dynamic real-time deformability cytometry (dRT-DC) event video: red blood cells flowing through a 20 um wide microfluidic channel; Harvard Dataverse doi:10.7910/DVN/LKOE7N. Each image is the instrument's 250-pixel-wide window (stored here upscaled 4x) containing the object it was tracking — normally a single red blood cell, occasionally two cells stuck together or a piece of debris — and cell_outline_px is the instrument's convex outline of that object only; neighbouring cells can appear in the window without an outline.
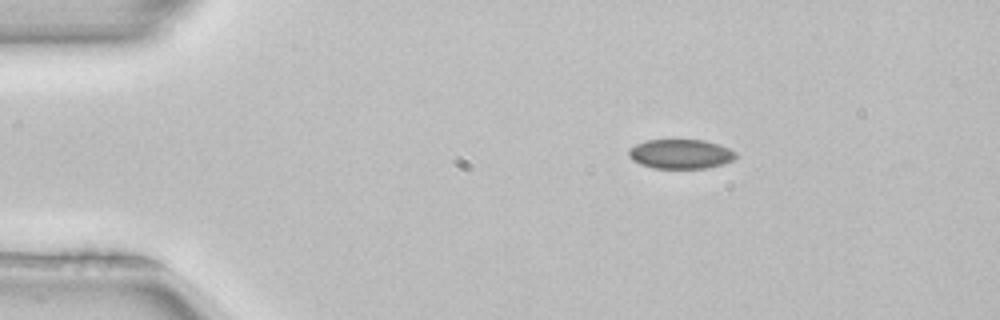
{"species": "common noctule bat (a hibernating species)", "species_latin": "Nyctalus noctula", "temperature_condition": "room temperature", "stored_images_in_passage": 44, "camera_frame_rate_fps": 3000, "um_per_image_px": 0.085, "animal": {"sex": "female", "body_mass_g": 22.7, "forearm_length_mm": 54.2}, "frame": {"image": 1, "passage_image": 1, "time_ms": 0.0, "image_size_px": [1000, 320], "cell_outline_px": [[736, 156], [732, 160], [720, 164], [704, 168], [652, 168], [640, 164], [632, 160], [628, 156], [628, 148], [636, 144], [648, 140], [704, 140], [728, 148], [736, 152]], "centroid_in_image_um": [57.79, 13.09], "position_along_channel_um": 27.2, "area_um2": 18.21}}
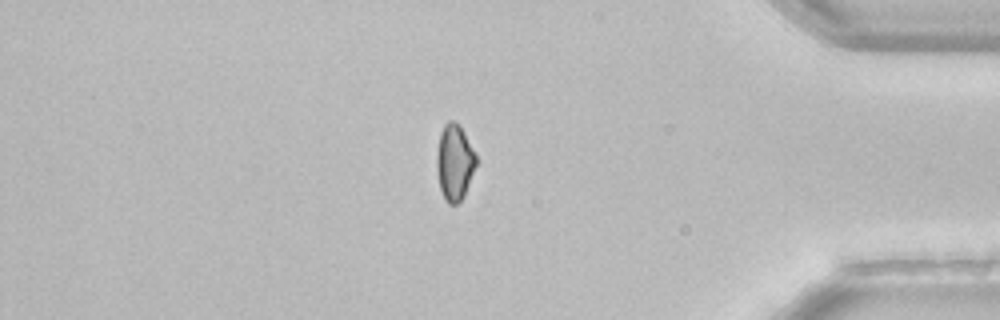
{"frame": {"image": 2, "passage_image": 36, "time_ms": 11.667, "image_size_px": [1000, 320], "cell_outline_px": [[476, 164], [464, 196], [456, 204], [448, 204], [444, 200], [440, 188], [436, 172], [436, 152], [440, 132], [444, 124], [448, 120], [456, 120], [460, 124], [476, 152]], "centroid_in_image_um": [38.62, 13.75], "position_along_channel_um": 396.6, "area_um2": 17.86}}
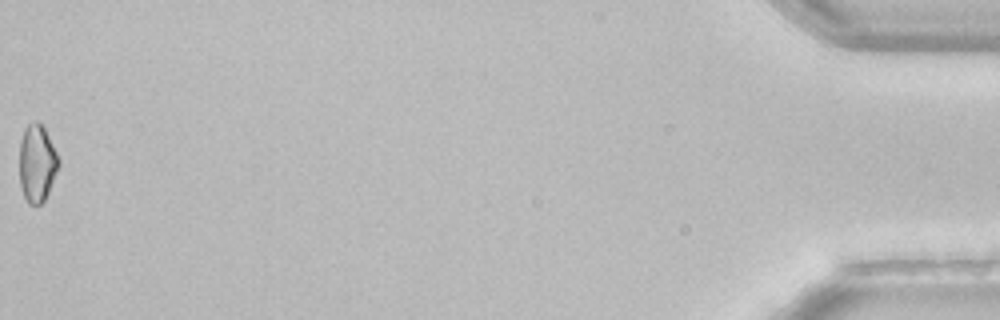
{"frame": {"image": 3, "passage_image": 44, "time_ms": 14.333, "image_size_px": [1000, 320], "cell_outline_px": [[60, 164], [48, 192], [44, 200], [40, 204], [28, 204], [24, 196], [20, 184], [20, 140], [24, 128], [32, 120], [36, 120], [44, 128], [60, 160]], "centroid_in_image_um": [3.14, 13.86], "position_along_channel_um": 432.1, "area_um2": 17.57}, "authors_computed_cell_mechanics": {"area_um2": 18.7272, "velocity_mm_per_s": 3.9837, "shape_relaxation_time_tau1_ms": 5.6343, "shape_relaxation_time_tau2_ms": null, "deformation_change_tau1": 0.0484, "deformation_change_tau2": null}}